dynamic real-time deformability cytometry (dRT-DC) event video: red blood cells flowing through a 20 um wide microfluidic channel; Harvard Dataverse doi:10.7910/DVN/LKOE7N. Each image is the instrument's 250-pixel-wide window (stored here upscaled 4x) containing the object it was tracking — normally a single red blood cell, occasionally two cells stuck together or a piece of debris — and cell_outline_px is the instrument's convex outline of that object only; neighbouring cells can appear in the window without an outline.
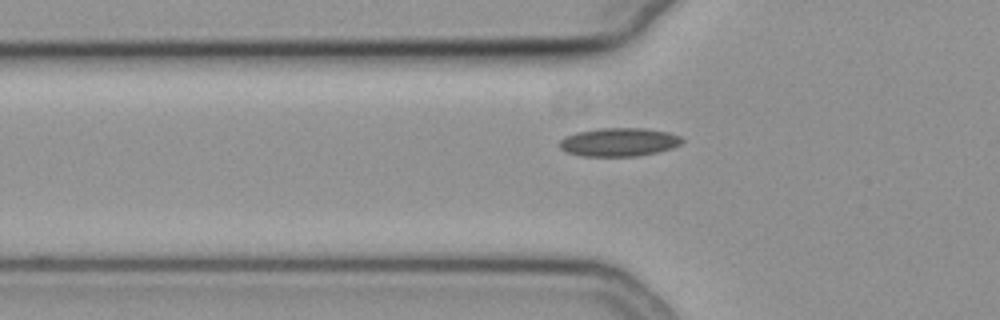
{"species": "common noctule bat (a hibernating species)", "species_latin": "Nyctalus noctula", "temperature_condition": "cold", "stored_images_in_passage": 42, "camera_frame_rate_fps": 3000, "um_per_image_px": 0.085, "animal": {"sex": "female", "body_mass_g": 19.3, "forearm_length_mm": 54.1}, "frame": {"image": 1, "passage_image": 8, "time_ms": 2.333, "image_size_px": [1000, 320], "cell_outline_px": [[684, 140], [680, 144], [672, 148], [656, 152], [636, 156], [580, 156], [564, 152], [560, 148], [560, 140], [564, 136], [576, 132], [600, 128], [644, 128], [668, 132], [680, 136]], "centroid_in_image_um": [52.58, 12.08], "position_along_channel_um": 73.2, "area_um2": 20.4}}
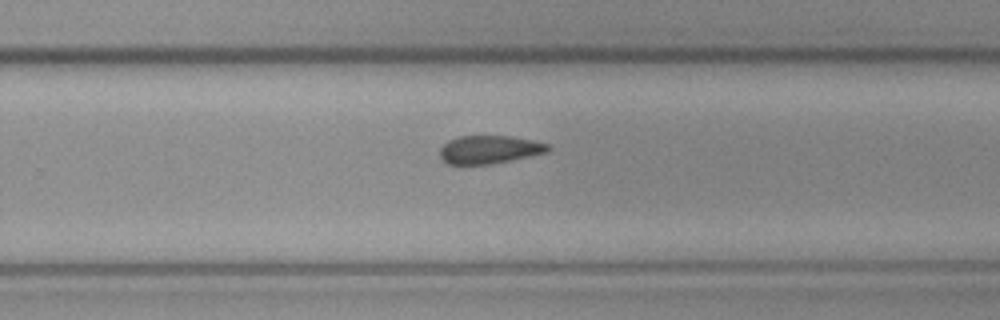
{"frame": {"image": 2, "passage_image": 25, "time_ms": 8.0, "image_size_px": [1000, 320], "cell_outline_px": [[552, 148], [548, 152], [512, 160], [492, 164], [448, 164], [440, 156], [440, 148], [448, 140], [460, 136], [512, 136], [532, 140], [548, 144]], "centroid_in_image_um": [41.62, 12.71], "position_along_channel_um": 288.2, "area_um2": 17.74}}
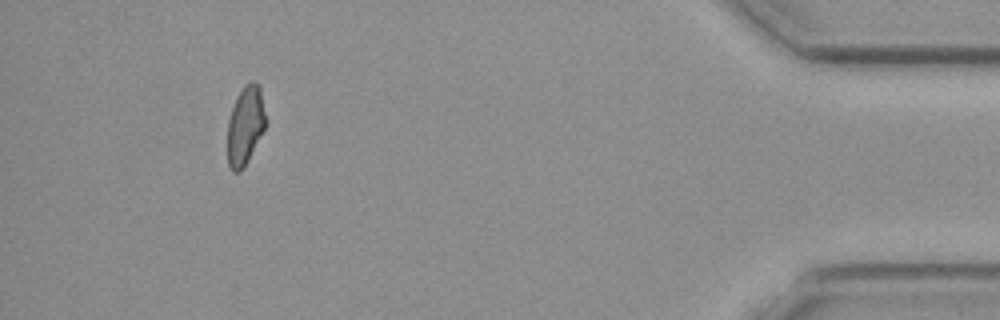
{"frame": {"image": 3, "passage_image": 40, "time_ms": 13.0, "image_size_px": [1000, 320], "cell_outline_px": [[264, 128], [244, 168], [240, 172], [232, 172], [228, 164], [228, 120], [236, 96], [244, 84], [252, 80], [260, 84], [264, 112]], "centroid_in_image_um": [20.82, 10.64], "position_along_channel_um": 414.4, "area_um2": 17.34}, "authors_computed_cell_mechanics": {"area_um2": 18.5538, "velocity_mm_per_s": 3.8026, "shape_relaxation_time_tau1_ms": 6.1494, "shape_relaxation_time_tau2_ms": null, "deformation_change_tau1": 0.1174, "deformation_change_tau2": null}}